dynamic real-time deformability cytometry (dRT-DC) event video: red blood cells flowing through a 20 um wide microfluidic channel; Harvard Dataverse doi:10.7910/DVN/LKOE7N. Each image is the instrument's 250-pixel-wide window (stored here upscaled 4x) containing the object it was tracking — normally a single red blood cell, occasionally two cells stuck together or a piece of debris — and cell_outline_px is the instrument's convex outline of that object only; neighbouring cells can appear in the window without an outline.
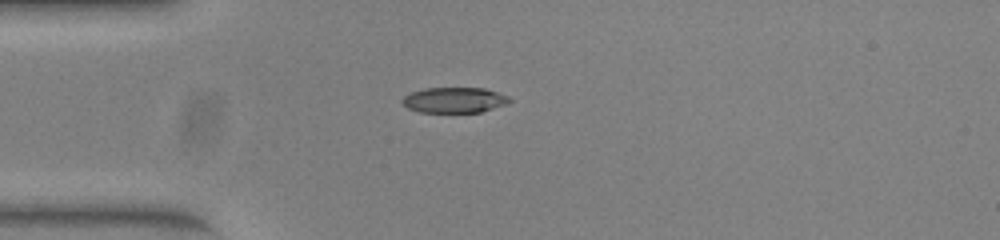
{"species": "common noctule bat (a hibernating species)", "species_latin": "Nyctalus noctula", "temperature_condition": "warm", "stored_images_in_passage": 39, "camera_frame_rate_fps": 3000, "um_per_image_px": 0.085, "animal": {"sex": "female", "body_mass_g": 23.0, "forearm_length_mm": 53.4}, "frame": {"image": 1, "passage_image": 1, "time_ms": 0.0, "image_size_px": [1000, 240], "cell_outline_px": [[512, 100], [504, 104], [480, 112], [420, 112], [408, 108], [400, 100], [404, 96], [412, 92], [424, 88], [484, 88], [508, 96]], "centroid_in_image_um": [38.58, 8.5], "position_along_channel_um": 46.4, "area_um2": 15.72}}
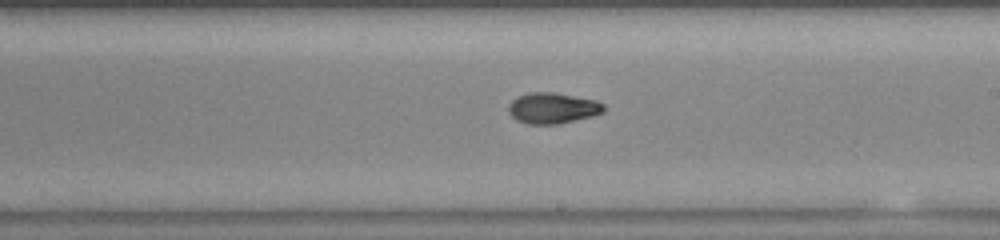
{"frame": {"image": 2, "passage_image": 17, "time_ms": 5.333, "image_size_px": [1000, 240], "cell_outline_px": [[604, 112], [592, 116], [556, 124], [528, 124], [516, 120], [508, 112], [508, 104], [516, 96], [528, 92], [556, 92], [596, 100], [604, 104]], "centroid_in_image_um": [46.94, 9.17], "position_along_channel_um": 242.1, "area_um2": 17.28}}
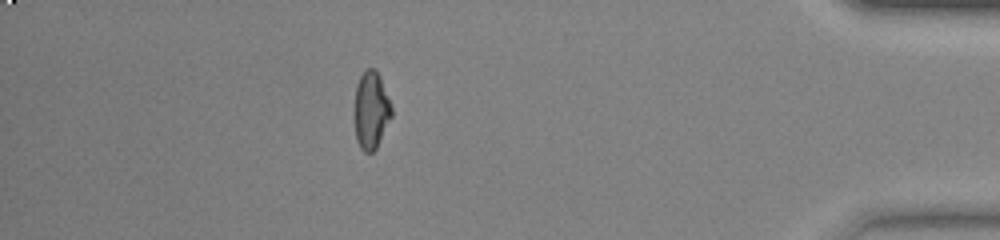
{"frame": {"image": 3, "passage_image": 33, "time_ms": 10.667, "image_size_px": [1000, 240], "cell_outline_px": [[392, 116], [376, 148], [372, 152], [364, 152], [360, 148], [356, 140], [356, 84], [360, 76], [368, 68], [376, 68], [380, 76], [392, 108]], "centroid_in_image_um": [31.56, 9.36], "position_along_channel_um": 403.6, "area_um2": 16.42}, "authors_computed_cell_mechanics": {"area_um2": 16.8776, "velocity_mm_per_s": 3.9511, "shape_relaxation_time_tau1_ms": 8.0794, "shape_relaxation_time_tau2_ms": 2.8901, "deformation_change_tau1": 0.2484, "deformation_change_tau2": 0.0685}}